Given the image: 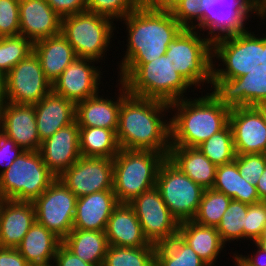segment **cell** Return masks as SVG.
Wrapping results in <instances>:
<instances>
[{
  "instance_id": "1",
  "label": "cell",
  "mask_w": 266,
  "mask_h": 266,
  "mask_svg": "<svg viewBox=\"0 0 266 266\" xmlns=\"http://www.w3.org/2000/svg\"><path fill=\"white\" fill-rule=\"evenodd\" d=\"M211 91L169 104L170 146L198 147L229 123L232 103L240 95L236 79L231 75Z\"/></svg>"
},
{
  "instance_id": "2",
  "label": "cell",
  "mask_w": 266,
  "mask_h": 266,
  "mask_svg": "<svg viewBox=\"0 0 266 266\" xmlns=\"http://www.w3.org/2000/svg\"><path fill=\"white\" fill-rule=\"evenodd\" d=\"M167 112V114H166ZM168 103L127 95L119 109L116 138L127 150H152L166 158L170 151Z\"/></svg>"
},
{
  "instance_id": "3",
  "label": "cell",
  "mask_w": 266,
  "mask_h": 266,
  "mask_svg": "<svg viewBox=\"0 0 266 266\" xmlns=\"http://www.w3.org/2000/svg\"><path fill=\"white\" fill-rule=\"evenodd\" d=\"M126 26V51L118 68L124 63H149L161 57L168 45L184 29L168 9L145 0L137 9L120 20Z\"/></svg>"
},
{
  "instance_id": "4",
  "label": "cell",
  "mask_w": 266,
  "mask_h": 266,
  "mask_svg": "<svg viewBox=\"0 0 266 266\" xmlns=\"http://www.w3.org/2000/svg\"><path fill=\"white\" fill-rule=\"evenodd\" d=\"M165 55L169 56L174 69H177L195 90L203 89L206 84H209L207 88L210 86V91L217 89L232 74L231 61L204 32L202 34L195 29H183L168 45ZM215 59L223 64H216L218 61ZM221 65L223 67L218 68Z\"/></svg>"
},
{
  "instance_id": "5",
  "label": "cell",
  "mask_w": 266,
  "mask_h": 266,
  "mask_svg": "<svg viewBox=\"0 0 266 266\" xmlns=\"http://www.w3.org/2000/svg\"><path fill=\"white\" fill-rule=\"evenodd\" d=\"M200 7L202 22L195 30L206 31V37L230 61L250 42L249 17L266 20L259 0H201Z\"/></svg>"
},
{
  "instance_id": "6",
  "label": "cell",
  "mask_w": 266,
  "mask_h": 266,
  "mask_svg": "<svg viewBox=\"0 0 266 266\" xmlns=\"http://www.w3.org/2000/svg\"><path fill=\"white\" fill-rule=\"evenodd\" d=\"M117 73L129 95L168 104L185 98L192 87L165 54L149 63H124Z\"/></svg>"
},
{
  "instance_id": "7",
  "label": "cell",
  "mask_w": 266,
  "mask_h": 266,
  "mask_svg": "<svg viewBox=\"0 0 266 266\" xmlns=\"http://www.w3.org/2000/svg\"><path fill=\"white\" fill-rule=\"evenodd\" d=\"M166 157L152 150L120 148L113 158V191L119 203L129 204L155 187L157 172Z\"/></svg>"
},
{
  "instance_id": "8",
  "label": "cell",
  "mask_w": 266,
  "mask_h": 266,
  "mask_svg": "<svg viewBox=\"0 0 266 266\" xmlns=\"http://www.w3.org/2000/svg\"><path fill=\"white\" fill-rule=\"evenodd\" d=\"M115 27L112 19L89 11L61 18V34L73 47L76 57L99 63L111 47Z\"/></svg>"
},
{
  "instance_id": "9",
  "label": "cell",
  "mask_w": 266,
  "mask_h": 266,
  "mask_svg": "<svg viewBox=\"0 0 266 266\" xmlns=\"http://www.w3.org/2000/svg\"><path fill=\"white\" fill-rule=\"evenodd\" d=\"M56 179L39 151H23L0 174V199L33 202Z\"/></svg>"
},
{
  "instance_id": "10",
  "label": "cell",
  "mask_w": 266,
  "mask_h": 266,
  "mask_svg": "<svg viewBox=\"0 0 266 266\" xmlns=\"http://www.w3.org/2000/svg\"><path fill=\"white\" fill-rule=\"evenodd\" d=\"M155 187L179 223L195 217L204 189L168 158L159 167Z\"/></svg>"
},
{
  "instance_id": "11",
  "label": "cell",
  "mask_w": 266,
  "mask_h": 266,
  "mask_svg": "<svg viewBox=\"0 0 266 266\" xmlns=\"http://www.w3.org/2000/svg\"><path fill=\"white\" fill-rule=\"evenodd\" d=\"M77 199L57 178L32 202L36 221L63 240L73 229Z\"/></svg>"
},
{
  "instance_id": "12",
  "label": "cell",
  "mask_w": 266,
  "mask_h": 266,
  "mask_svg": "<svg viewBox=\"0 0 266 266\" xmlns=\"http://www.w3.org/2000/svg\"><path fill=\"white\" fill-rule=\"evenodd\" d=\"M129 204L150 244L157 246L178 235L179 222L165 205L156 187L143 192Z\"/></svg>"
},
{
  "instance_id": "13",
  "label": "cell",
  "mask_w": 266,
  "mask_h": 266,
  "mask_svg": "<svg viewBox=\"0 0 266 266\" xmlns=\"http://www.w3.org/2000/svg\"><path fill=\"white\" fill-rule=\"evenodd\" d=\"M6 102L36 104L52 91L34 51L5 75Z\"/></svg>"
},
{
  "instance_id": "14",
  "label": "cell",
  "mask_w": 266,
  "mask_h": 266,
  "mask_svg": "<svg viewBox=\"0 0 266 266\" xmlns=\"http://www.w3.org/2000/svg\"><path fill=\"white\" fill-rule=\"evenodd\" d=\"M229 124L236 154H266V125L241 94L232 103Z\"/></svg>"
},
{
  "instance_id": "15",
  "label": "cell",
  "mask_w": 266,
  "mask_h": 266,
  "mask_svg": "<svg viewBox=\"0 0 266 266\" xmlns=\"http://www.w3.org/2000/svg\"><path fill=\"white\" fill-rule=\"evenodd\" d=\"M58 178L77 198L113 190V158L81 156Z\"/></svg>"
},
{
  "instance_id": "16",
  "label": "cell",
  "mask_w": 266,
  "mask_h": 266,
  "mask_svg": "<svg viewBox=\"0 0 266 266\" xmlns=\"http://www.w3.org/2000/svg\"><path fill=\"white\" fill-rule=\"evenodd\" d=\"M95 63L98 64L92 59L77 57L52 84V91L75 104L100 93L99 86L105 71Z\"/></svg>"
},
{
  "instance_id": "17",
  "label": "cell",
  "mask_w": 266,
  "mask_h": 266,
  "mask_svg": "<svg viewBox=\"0 0 266 266\" xmlns=\"http://www.w3.org/2000/svg\"><path fill=\"white\" fill-rule=\"evenodd\" d=\"M254 33L251 32L249 44L231 61V75L239 90L266 92V33Z\"/></svg>"
},
{
  "instance_id": "18",
  "label": "cell",
  "mask_w": 266,
  "mask_h": 266,
  "mask_svg": "<svg viewBox=\"0 0 266 266\" xmlns=\"http://www.w3.org/2000/svg\"><path fill=\"white\" fill-rule=\"evenodd\" d=\"M0 132L14 140L23 151H39L34 104L5 102L0 107Z\"/></svg>"
},
{
  "instance_id": "19",
  "label": "cell",
  "mask_w": 266,
  "mask_h": 266,
  "mask_svg": "<svg viewBox=\"0 0 266 266\" xmlns=\"http://www.w3.org/2000/svg\"><path fill=\"white\" fill-rule=\"evenodd\" d=\"M39 152L47 168L58 178L81 157L77 122L60 128L42 141Z\"/></svg>"
},
{
  "instance_id": "20",
  "label": "cell",
  "mask_w": 266,
  "mask_h": 266,
  "mask_svg": "<svg viewBox=\"0 0 266 266\" xmlns=\"http://www.w3.org/2000/svg\"><path fill=\"white\" fill-rule=\"evenodd\" d=\"M116 82L119 86L116 100L98 93L76 103L75 121L79 127H101L117 132L120 105L128 91L122 81Z\"/></svg>"
},
{
  "instance_id": "21",
  "label": "cell",
  "mask_w": 266,
  "mask_h": 266,
  "mask_svg": "<svg viewBox=\"0 0 266 266\" xmlns=\"http://www.w3.org/2000/svg\"><path fill=\"white\" fill-rule=\"evenodd\" d=\"M20 35L33 43L61 33V17L46 0H19Z\"/></svg>"
},
{
  "instance_id": "22",
  "label": "cell",
  "mask_w": 266,
  "mask_h": 266,
  "mask_svg": "<svg viewBox=\"0 0 266 266\" xmlns=\"http://www.w3.org/2000/svg\"><path fill=\"white\" fill-rule=\"evenodd\" d=\"M35 221L32 202L0 199V247L16 248Z\"/></svg>"
},
{
  "instance_id": "23",
  "label": "cell",
  "mask_w": 266,
  "mask_h": 266,
  "mask_svg": "<svg viewBox=\"0 0 266 266\" xmlns=\"http://www.w3.org/2000/svg\"><path fill=\"white\" fill-rule=\"evenodd\" d=\"M118 204L113 190L78 197L73 229L105 231L108 219Z\"/></svg>"
},
{
  "instance_id": "24",
  "label": "cell",
  "mask_w": 266,
  "mask_h": 266,
  "mask_svg": "<svg viewBox=\"0 0 266 266\" xmlns=\"http://www.w3.org/2000/svg\"><path fill=\"white\" fill-rule=\"evenodd\" d=\"M105 234L108 245L112 246L138 248L150 245L134 209L126 203H119L113 209Z\"/></svg>"
},
{
  "instance_id": "25",
  "label": "cell",
  "mask_w": 266,
  "mask_h": 266,
  "mask_svg": "<svg viewBox=\"0 0 266 266\" xmlns=\"http://www.w3.org/2000/svg\"><path fill=\"white\" fill-rule=\"evenodd\" d=\"M34 108L41 142L60 128L75 122L76 104L53 91L34 104Z\"/></svg>"
},
{
  "instance_id": "26",
  "label": "cell",
  "mask_w": 266,
  "mask_h": 266,
  "mask_svg": "<svg viewBox=\"0 0 266 266\" xmlns=\"http://www.w3.org/2000/svg\"><path fill=\"white\" fill-rule=\"evenodd\" d=\"M33 51L40 60L45 78L51 84L77 58L73 47L61 33L34 42Z\"/></svg>"
},
{
  "instance_id": "27",
  "label": "cell",
  "mask_w": 266,
  "mask_h": 266,
  "mask_svg": "<svg viewBox=\"0 0 266 266\" xmlns=\"http://www.w3.org/2000/svg\"><path fill=\"white\" fill-rule=\"evenodd\" d=\"M178 236L191 246L208 266H216V260L226 247L216 227L199 225L193 220L179 223Z\"/></svg>"
},
{
  "instance_id": "28",
  "label": "cell",
  "mask_w": 266,
  "mask_h": 266,
  "mask_svg": "<svg viewBox=\"0 0 266 266\" xmlns=\"http://www.w3.org/2000/svg\"><path fill=\"white\" fill-rule=\"evenodd\" d=\"M167 158L203 189L213 188L217 165L212 163L198 147L170 146Z\"/></svg>"
},
{
  "instance_id": "29",
  "label": "cell",
  "mask_w": 266,
  "mask_h": 266,
  "mask_svg": "<svg viewBox=\"0 0 266 266\" xmlns=\"http://www.w3.org/2000/svg\"><path fill=\"white\" fill-rule=\"evenodd\" d=\"M62 240L37 221L16 247L30 266L53 263Z\"/></svg>"
},
{
  "instance_id": "30",
  "label": "cell",
  "mask_w": 266,
  "mask_h": 266,
  "mask_svg": "<svg viewBox=\"0 0 266 266\" xmlns=\"http://www.w3.org/2000/svg\"><path fill=\"white\" fill-rule=\"evenodd\" d=\"M62 244L84 262L102 266L108 248L105 231L72 229Z\"/></svg>"
},
{
  "instance_id": "31",
  "label": "cell",
  "mask_w": 266,
  "mask_h": 266,
  "mask_svg": "<svg viewBox=\"0 0 266 266\" xmlns=\"http://www.w3.org/2000/svg\"><path fill=\"white\" fill-rule=\"evenodd\" d=\"M213 189L247 205L261 201L256 186L240 175L234 161L217 166Z\"/></svg>"
},
{
  "instance_id": "32",
  "label": "cell",
  "mask_w": 266,
  "mask_h": 266,
  "mask_svg": "<svg viewBox=\"0 0 266 266\" xmlns=\"http://www.w3.org/2000/svg\"><path fill=\"white\" fill-rule=\"evenodd\" d=\"M82 157L114 158L119 150L116 133L101 127H79Z\"/></svg>"
},
{
  "instance_id": "33",
  "label": "cell",
  "mask_w": 266,
  "mask_h": 266,
  "mask_svg": "<svg viewBox=\"0 0 266 266\" xmlns=\"http://www.w3.org/2000/svg\"><path fill=\"white\" fill-rule=\"evenodd\" d=\"M155 266H208L178 235L156 246Z\"/></svg>"
},
{
  "instance_id": "34",
  "label": "cell",
  "mask_w": 266,
  "mask_h": 266,
  "mask_svg": "<svg viewBox=\"0 0 266 266\" xmlns=\"http://www.w3.org/2000/svg\"><path fill=\"white\" fill-rule=\"evenodd\" d=\"M156 245L131 248L109 245L102 266H155Z\"/></svg>"
},
{
  "instance_id": "35",
  "label": "cell",
  "mask_w": 266,
  "mask_h": 266,
  "mask_svg": "<svg viewBox=\"0 0 266 266\" xmlns=\"http://www.w3.org/2000/svg\"><path fill=\"white\" fill-rule=\"evenodd\" d=\"M231 200V197L213 188L204 189L198 211L192 220L199 225L217 228Z\"/></svg>"
},
{
  "instance_id": "36",
  "label": "cell",
  "mask_w": 266,
  "mask_h": 266,
  "mask_svg": "<svg viewBox=\"0 0 266 266\" xmlns=\"http://www.w3.org/2000/svg\"><path fill=\"white\" fill-rule=\"evenodd\" d=\"M198 148L217 166L233 162L236 153L230 124L228 123L222 130L213 134L209 139L199 145Z\"/></svg>"
},
{
  "instance_id": "37",
  "label": "cell",
  "mask_w": 266,
  "mask_h": 266,
  "mask_svg": "<svg viewBox=\"0 0 266 266\" xmlns=\"http://www.w3.org/2000/svg\"><path fill=\"white\" fill-rule=\"evenodd\" d=\"M248 205L232 199L222 216L217 231L225 244L243 240V228L245 227ZM241 239V240H240Z\"/></svg>"
},
{
  "instance_id": "38",
  "label": "cell",
  "mask_w": 266,
  "mask_h": 266,
  "mask_svg": "<svg viewBox=\"0 0 266 266\" xmlns=\"http://www.w3.org/2000/svg\"><path fill=\"white\" fill-rule=\"evenodd\" d=\"M33 42L21 35L0 37V71L6 75L33 52Z\"/></svg>"
},
{
  "instance_id": "39",
  "label": "cell",
  "mask_w": 266,
  "mask_h": 266,
  "mask_svg": "<svg viewBox=\"0 0 266 266\" xmlns=\"http://www.w3.org/2000/svg\"><path fill=\"white\" fill-rule=\"evenodd\" d=\"M145 0H87V11L116 22L137 9Z\"/></svg>"
},
{
  "instance_id": "40",
  "label": "cell",
  "mask_w": 266,
  "mask_h": 266,
  "mask_svg": "<svg viewBox=\"0 0 266 266\" xmlns=\"http://www.w3.org/2000/svg\"><path fill=\"white\" fill-rule=\"evenodd\" d=\"M245 227L243 228V241H255L262 236L266 226V201L248 205Z\"/></svg>"
},
{
  "instance_id": "41",
  "label": "cell",
  "mask_w": 266,
  "mask_h": 266,
  "mask_svg": "<svg viewBox=\"0 0 266 266\" xmlns=\"http://www.w3.org/2000/svg\"><path fill=\"white\" fill-rule=\"evenodd\" d=\"M200 5L201 0H179L170 11L184 29H196L202 22Z\"/></svg>"
},
{
  "instance_id": "42",
  "label": "cell",
  "mask_w": 266,
  "mask_h": 266,
  "mask_svg": "<svg viewBox=\"0 0 266 266\" xmlns=\"http://www.w3.org/2000/svg\"><path fill=\"white\" fill-rule=\"evenodd\" d=\"M234 162L240 175L248 182L256 185L266 167V154H236Z\"/></svg>"
},
{
  "instance_id": "43",
  "label": "cell",
  "mask_w": 266,
  "mask_h": 266,
  "mask_svg": "<svg viewBox=\"0 0 266 266\" xmlns=\"http://www.w3.org/2000/svg\"><path fill=\"white\" fill-rule=\"evenodd\" d=\"M20 35L19 0H0V37Z\"/></svg>"
},
{
  "instance_id": "44",
  "label": "cell",
  "mask_w": 266,
  "mask_h": 266,
  "mask_svg": "<svg viewBox=\"0 0 266 266\" xmlns=\"http://www.w3.org/2000/svg\"><path fill=\"white\" fill-rule=\"evenodd\" d=\"M23 152L16 142L0 132V174L7 170L14 160Z\"/></svg>"
},
{
  "instance_id": "45",
  "label": "cell",
  "mask_w": 266,
  "mask_h": 266,
  "mask_svg": "<svg viewBox=\"0 0 266 266\" xmlns=\"http://www.w3.org/2000/svg\"><path fill=\"white\" fill-rule=\"evenodd\" d=\"M46 2L61 18L87 11V0H46Z\"/></svg>"
},
{
  "instance_id": "46",
  "label": "cell",
  "mask_w": 266,
  "mask_h": 266,
  "mask_svg": "<svg viewBox=\"0 0 266 266\" xmlns=\"http://www.w3.org/2000/svg\"><path fill=\"white\" fill-rule=\"evenodd\" d=\"M252 243L257 249H254L251 255H242L235 251L232 257L235 266H266V252L260 249L254 242H251V244Z\"/></svg>"
},
{
  "instance_id": "47",
  "label": "cell",
  "mask_w": 266,
  "mask_h": 266,
  "mask_svg": "<svg viewBox=\"0 0 266 266\" xmlns=\"http://www.w3.org/2000/svg\"><path fill=\"white\" fill-rule=\"evenodd\" d=\"M53 263L55 266H95L91 263L84 262L69 251L62 243L57 248Z\"/></svg>"
},
{
  "instance_id": "48",
  "label": "cell",
  "mask_w": 266,
  "mask_h": 266,
  "mask_svg": "<svg viewBox=\"0 0 266 266\" xmlns=\"http://www.w3.org/2000/svg\"><path fill=\"white\" fill-rule=\"evenodd\" d=\"M240 94L260 113L266 125V92L239 90Z\"/></svg>"
},
{
  "instance_id": "49",
  "label": "cell",
  "mask_w": 266,
  "mask_h": 266,
  "mask_svg": "<svg viewBox=\"0 0 266 266\" xmlns=\"http://www.w3.org/2000/svg\"><path fill=\"white\" fill-rule=\"evenodd\" d=\"M0 266H30L16 248L0 247Z\"/></svg>"
},
{
  "instance_id": "50",
  "label": "cell",
  "mask_w": 266,
  "mask_h": 266,
  "mask_svg": "<svg viewBox=\"0 0 266 266\" xmlns=\"http://www.w3.org/2000/svg\"><path fill=\"white\" fill-rule=\"evenodd\" d=\"M261 201H266V167L255 185Z\"/></svg>"
},
{
  "instance_id": "51",
  "label": "cell",
  "mask_w": 266,
  "mask_h": 266,
  "mask_svg": "<svg viewBox=\"0 0 266 266\" xmlns=\"http://www.w3.org/2000/svg\"><path fill=\"white\" fill-rule=\"evenodd\" d=\"M6 102L5 75L0 71V107Z\"/></svg>"
},
{
  "instance_id": "52",
  "label": "cell",
  "mask_w": 266,
  "mask_h": 266,
  "mask_svg": "<svg viewBox=\"0 0 266 266\" xmlns=\"http://www.w3.org/2000/svg\"><path fill=\"white\" fill-rule=\"evenodd\" d=\"M158 7L170 10L179 0H152Z\"/></svg>"
},
{
  "instance_id": "53",
  "label": "cell",
  "mask_w": 266,
  "mask_h": 266,
  "mask_svg": "<svg viewBox=\"0 0 266 266\" xmlns=\"http://www.w3.org/2000/svg\"><path fill=\"white\" fill-rule=\"evenodd\" d=\"M254 243L263 251L266 252V226L264 228L263 234L261 237H259L258 239H256L254 241Z\"/></svg>"
},
{
  "instance_id": "54",
  "label": "cell",
  "mask_w": 266,
  "mask_h": 266,
  "mask_svg": "<svg viewBox=\"0 0 266 266\" xmlns=\"http://www.w3.org/2000/svg\"><path fill=\"white\" fill-rule=\"evenodd\" d=\"M259 2L264 14H266V0H259Z\"/></svg>"
},
{
  "instance_id": "55",
  "label": "cell",
  "mask_w": 266,
  "mask_h": 266,
  "mask_svg": "<svg viewBox=\"0 0 266 266\" xmlns=\"http://www.w3.org/2000/svg\"><path fill=\"white\" fill-rule=\"evenodd\" d=\"M35 266H55L54 263H50V264H45V265H35Z\"/></svg>"
}]
</instances>
